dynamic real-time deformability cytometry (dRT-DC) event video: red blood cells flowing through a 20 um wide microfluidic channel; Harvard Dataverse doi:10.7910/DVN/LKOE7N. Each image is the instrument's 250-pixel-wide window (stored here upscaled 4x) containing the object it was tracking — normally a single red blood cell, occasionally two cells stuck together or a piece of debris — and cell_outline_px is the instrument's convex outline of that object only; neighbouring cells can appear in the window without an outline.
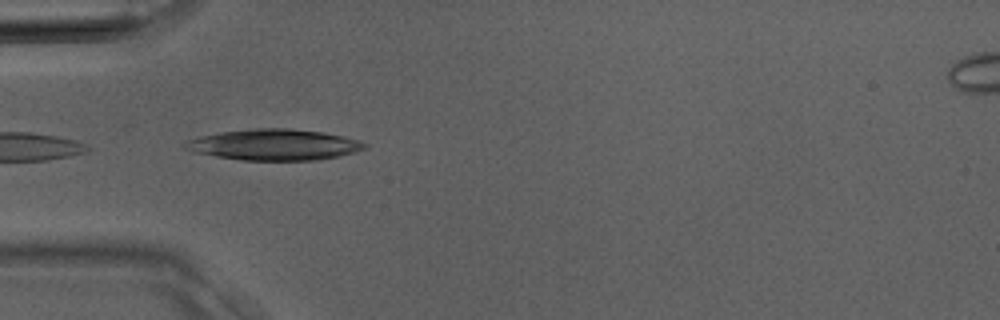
{"species": "Egyptian fruit bat (a non-hibernating species)", "species_latin": "Rousettus aegyptiacus", "temperature_condition": "room temperature", "stored_images_in_passage": 13, "camera_frame_rate_fps": 3000, "um_per_image_px": 0.085, "animal": {"sex": "male"}, "frame": {"image": 1, "passage_image": 11, "time_ms": 3.333, "image_size_px": [1000, 320], "cell_outline_px": [[368, 148], [356, 152], [340, 156], [320, 160], [240, 160], [192, 152], [184, 148], [184, 144], [188, 140], [200, 136], [220, 132], [256, 128], [288, 128], [324, 132], [344, 136], [368, 144]], "centroid_in_image_um": [23.34, 12.3], "position_along_channel_um": 61.7, "area_um2": 32.6}}